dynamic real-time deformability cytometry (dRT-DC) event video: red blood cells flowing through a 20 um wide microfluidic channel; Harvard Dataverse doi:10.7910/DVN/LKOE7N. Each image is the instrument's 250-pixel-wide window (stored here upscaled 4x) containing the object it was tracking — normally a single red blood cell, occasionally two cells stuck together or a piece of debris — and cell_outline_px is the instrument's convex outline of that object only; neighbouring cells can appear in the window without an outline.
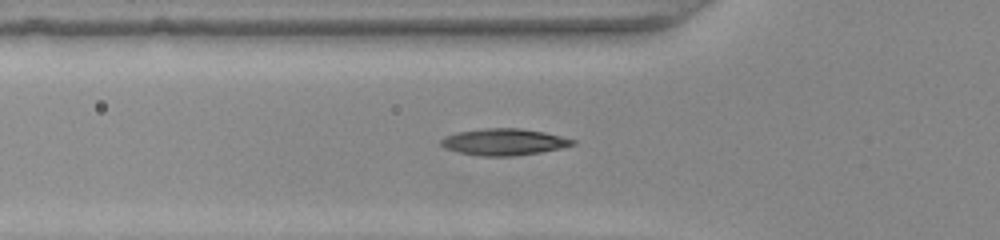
{"species": "common noctule bat (a hibernating species)", "species_latin": "Nyctalus noctula", "temperature_condition": "warm", "stored_images_in_passage": 37, "camera_frame_rate_fps": 3000, "um_per_image_px": 0.085, "animal": {"sex": "female", "body_mass_g": 22.0, "forearm_length_mm": 56.7}, "frame": {"image": 1, "passage_image": 6, "time_ms": 1.667, "image_size_px": [1000, 240], "cell_outline_px": [[576, 144], [560, 148], [540, 152], [512, 156], [480, 156], [460, 152], [444, 148], [440, 144], [440, 140], [444, 136], [456, 132], [480, 128], [520, 128], [544, 132], [576, 140]], "centroid_in_image_um": [42.8, 12.05], "position_along_channel_um": 83.0, "area_um2": 20.46}}
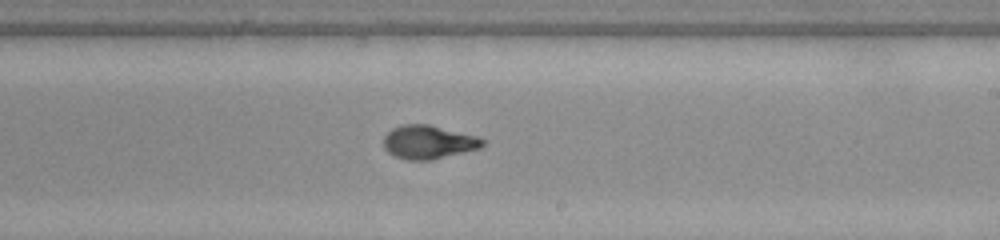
{"frame": {"image": 2, "passage_image": 19, "time_ms": 6.0, "image_size_px": [1000, 240], "cell_outline_px": [[488, 140], [480, 148], [432, 160], [408, 160], [396, 156], [388, 152], [384, 148], [384, 136], [392, 128], [404, 124], [428, 124], [476, 136]], "centroid_in_image_um": [36.43, 12.08], "position_along_channel_um": 252.6, "area_um2": 19.31}}
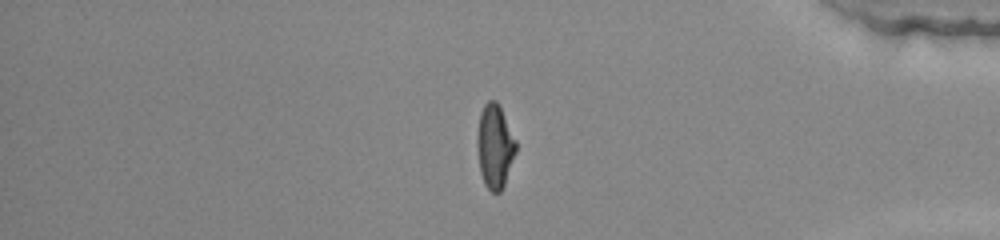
{"frame": {"image": 3, "passage_image": 32, "time_ms": 10.333, "image_size_px": [1000, 240], "cell_outline_px": [[516, 152], [504, 184], [500, 192], [492, 192], [484, 184], [480, 172], [476, 144], [476, 140], [480, 112], [484, 104], [488, 100], [496, 100], [516, 140]], "centroid_in_image_um": [42.04, 12.43], "position_along_channel_um": 393.2, "area_um2": 18.84}}